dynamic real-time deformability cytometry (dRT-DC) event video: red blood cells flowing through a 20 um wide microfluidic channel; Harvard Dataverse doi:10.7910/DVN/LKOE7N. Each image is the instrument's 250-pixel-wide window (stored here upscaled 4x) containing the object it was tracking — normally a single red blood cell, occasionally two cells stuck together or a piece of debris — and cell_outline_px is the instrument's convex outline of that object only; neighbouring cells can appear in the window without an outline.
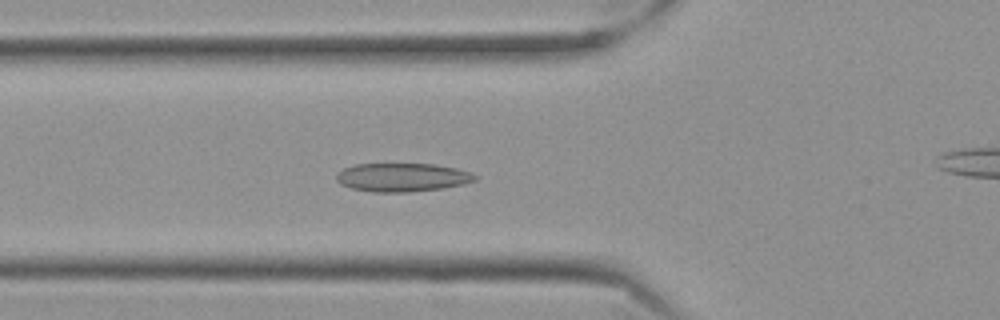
{"species": "Egyptian fruit bat (a non-hibernating species)", "species_latin": "Rousettus aegyptiacus", "temperature_condition": "cold", "stored_images_in_passage": 56, "camera_frame_rate_fps": 3000, "um_per_image_px": 0.085, "frame": {"image": 1, "passage_image": 18, "time_ms": 5.667, "image_size_px": [1000, 320], "cell_outline_px": [[480, 176], [476, 180], [464, 184], [440, 188], [408, 192], [372, 192], [352, 188], [340, 184], [336, 180], [336, 176], [344, 168], [356, 164], [436, 164], [456, 168], [472, 172]], "centroid_in_image_um": [34.23, 15.07], "position_along_channel_um": 91.6, "area_um2": 23.06}}
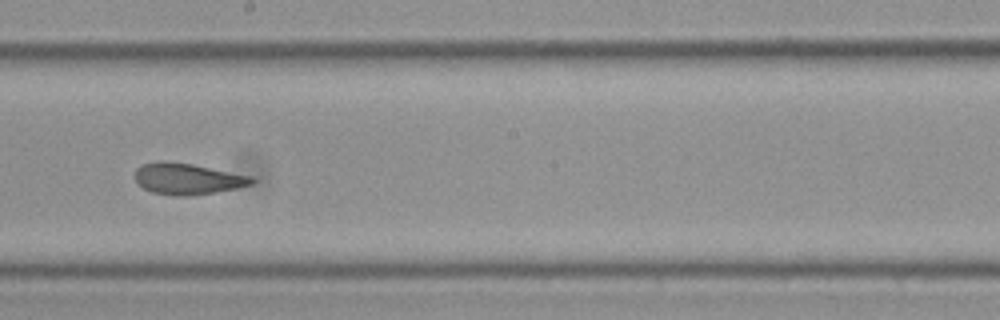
{"frame": {"image": 2, "passage_image": 30, "time_ms": 9.667, "image_size_px": [1000, 320], "cell_outline_px": [[256, 180], [252, 184], [236, 188], [216, 192], [188, 196], [176, 196], [152, 192], [136, 184], [136, 168], [144, 164], [156, 160], [164, 160], [192, 164], [252, 176]], "centroid_in_image_um": [15.92, 15.19], "position_along_channel_um": 232.3, "area_um2": 21.33}}
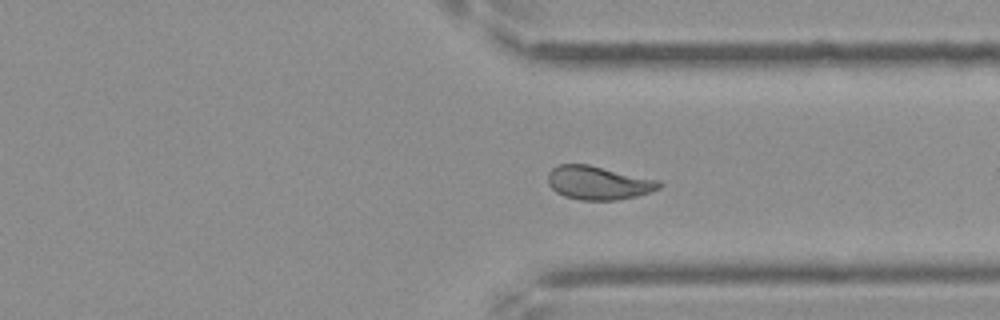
{"frame": {"image": 3, "passage_image": 41, "time_ms": 13.333, "image_size_px": [1000, 320], "cell_outline_px": [[664, 184], [660, 188], [636, 196], [616, 200], [580, 200], [564, 196], [556, 192], [548, 184], [548, 172], [552, 168], [560, 164], [588, 164], [660, 180]], "centroid_in_image_um": [50.86, 15.53], "position_along_channel_um": 360.5, "area_um2": 21.85}, "authors_computed_cell_mechanics": {"area_um2": 22.1374, "velocity_mm_per_s": 3.4955, "shape_relaxation_time_tau1_ms": 7.9436, "shape_relaxation_time_tau2_ms": 1.3715, "deformation_change_tau1": 0.1711, "deformation_change_tau2": 0.0778}}